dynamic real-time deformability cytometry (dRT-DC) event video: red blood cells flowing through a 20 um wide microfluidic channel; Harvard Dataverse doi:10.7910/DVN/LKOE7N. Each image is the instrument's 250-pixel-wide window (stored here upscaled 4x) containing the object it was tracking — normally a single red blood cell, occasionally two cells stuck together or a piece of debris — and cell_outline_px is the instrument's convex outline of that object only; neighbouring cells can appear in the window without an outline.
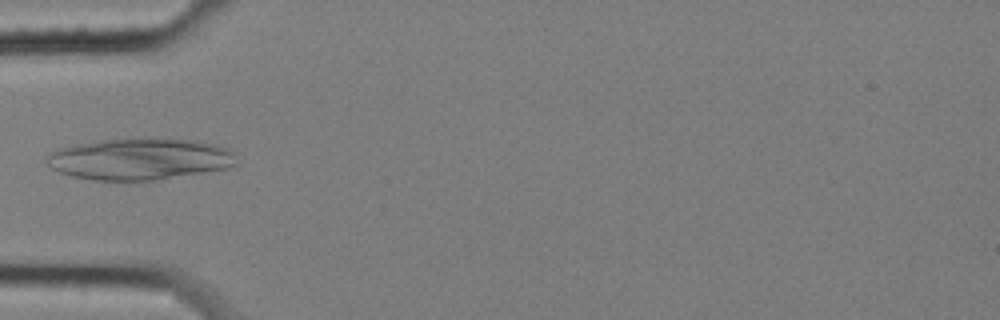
{"species": "common noctule bat (a hibernating species)", "species_latin": "Nyctalus noctula", "temperature_condition": "cold", "stored_images_in_passage": 11, "camera_frame_rate_fps": 3000, "um_per_image_px": 0.085, "animal": {"sex": "female", "body_mass_g": 25.1}, "frame": {"image": 1, "passage_image": 5, "time_ms": 1.333, "image_size_px": [1000, 320], "cell_outline_px": [[236, 164], [232, 168], [152, 180], [96, 180], [72, 176], [60, 172], [52, 168], [44, 160], [52, 152], [60, 148], [72, 144], [100, 140], [192, 140], [216, 144], [232, 152]], "centroid_in_image_um": [11.85, 13.54], "position_along_channel_um": 73.1, "area_um2": 45.03}}
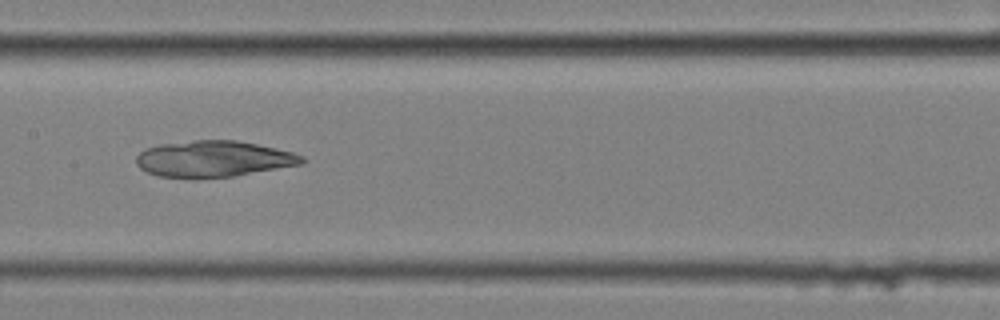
{"frame": {"image": 2, "passage_image": 8, "time_ms": 2.333, "image_size_px": [1000, 320], "cell_outline_px": [[308, 160], [304, 164], [236, 176], [200, 180], [192, 180], [160, 176], [148, 172], [140, 168], [136, 164], [136, 156], [144, 148], [160, 144], [192, 140], [236, 140], [256, 144], [292, 152], [304, 156]], "centroid_in_image_um": [18.15, 13.53], "position_along_channel_um": 189.3, "area_um2": 35.84}}
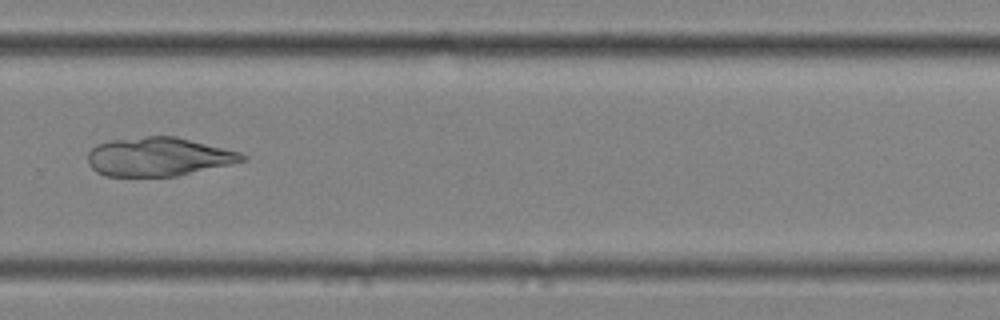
{"frame": {"image": 3, "passage_image": 11, "time_ms": 3.333, "image_size_px": [1000, 320], "cell_outline_px": [[248, 160], [232, 164], [176, 176], [104, 176], [96, 172], [88, 164], [88, 152], [96, 144], [108, 140], [148, 136], [176, 136], [240, 152], [248, 156]], "centroid_in_image_um": [13.47, 13.32], "position_along_channel_um": 316.3, "area_um2": 35.08}}